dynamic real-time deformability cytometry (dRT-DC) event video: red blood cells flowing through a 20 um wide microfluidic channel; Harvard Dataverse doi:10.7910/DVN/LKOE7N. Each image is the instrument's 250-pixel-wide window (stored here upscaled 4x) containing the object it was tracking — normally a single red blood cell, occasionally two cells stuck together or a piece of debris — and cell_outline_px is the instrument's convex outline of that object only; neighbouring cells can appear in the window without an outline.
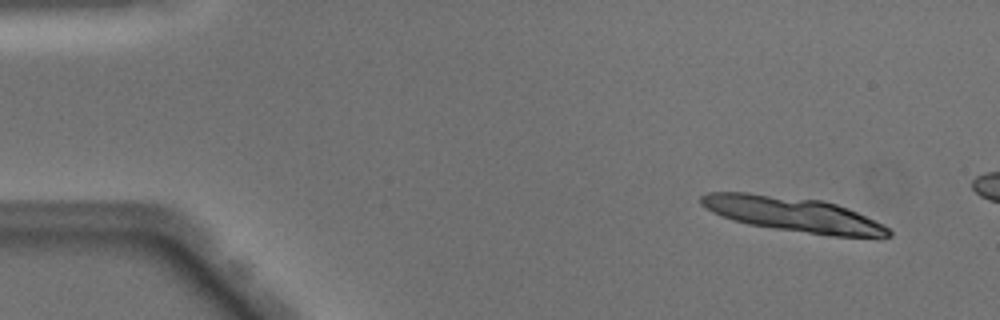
{"species": "Egyptian fruit bat (a non-hibernating species)", "species_latin": "Rousettus aegyptiacus", "temperature_condition": "warm", "stored_images_in_passage": 9, "camera_frame_rate_fps": 3000, "um_per_image_px": 0.085, "animal": {"sex": "male"}, "frame": {"image": 1, "passage_image": 4, "time_ms": 1.0, "image_size_px": [1000, 320], "cell_outline_px": [[892, 236], [832, 236], [748, 224], [732, 220], [720, 216], [704, 208], [700, 204], [700, 196], [708, 192], [748, 192], [820, 200], [836, 204], [848, 208], [884, 224], [892, 232]], "centroid_in_image_um": [67.36, 18.2], "position_along_channel_um": 17.6, "area_um2": 37.69}}